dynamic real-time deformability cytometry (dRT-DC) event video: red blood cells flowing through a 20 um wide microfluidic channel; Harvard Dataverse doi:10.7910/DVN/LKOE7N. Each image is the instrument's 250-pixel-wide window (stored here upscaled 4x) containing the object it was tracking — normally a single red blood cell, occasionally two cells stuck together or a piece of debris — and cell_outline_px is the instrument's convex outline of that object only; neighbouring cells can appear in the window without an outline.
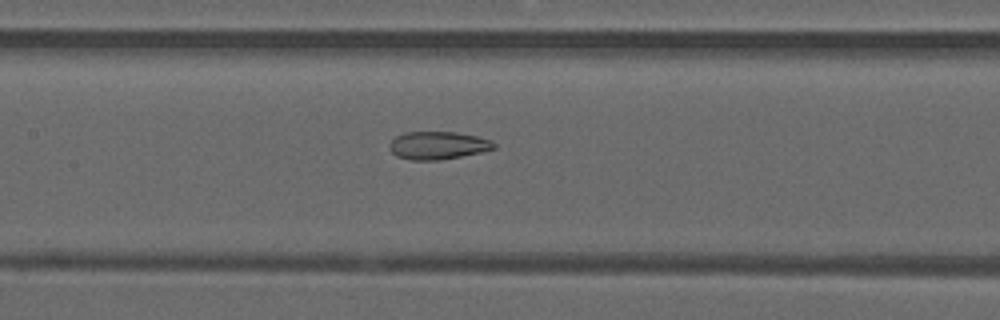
{"species": "common noctule bat (a hibernating species)", "species_latin": "Nyctalus noctula", "temperature_condition": "warm", "stored_images_in_passage": 50, "camera_frame_rate_fps": 3000, "um_per_image_px": 0.085, "animal": {"sex": "male", "forearm_length_mm": 52.5}, "frame": {"image": 1, "passage_image": 24, "time_ms": 7.667, "image_size_px": [1000, 320], "cell_outline_px": [[496, 148], [480, 152], [440, 160], [412, 160], [396, 156], [392, 152], [388, 144], [396, 136], [404, 132], [456, 132], [476, 136], [492, 140], [496, 144]], "centroid_in_image_um": [37.22, 12.35], "position_along_channel_um": 170.2, "area_um2": 16.94}}
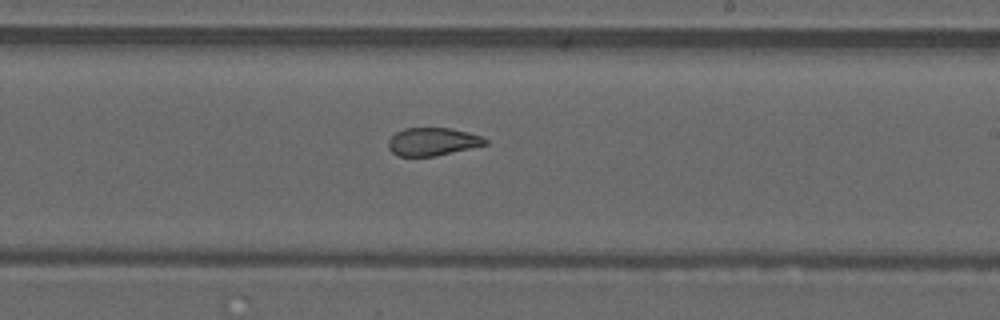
{"frame": {"image": 2, "passage_image": 30, "time_ms": 9.667, "image_size_px": [1000, 320], "cell_outline_px": [[488, 144], [436, 156], [400, 156], [392, 152], [388, 148], [388, 140], [396, 132], [404, 128], [448, 128], [468, 132], [480, 136], [488, 140]], "centroid_in_image_um": [36.76, 12.04], "position_along_channel_um": 252.2, "area_um2": 15.72}}
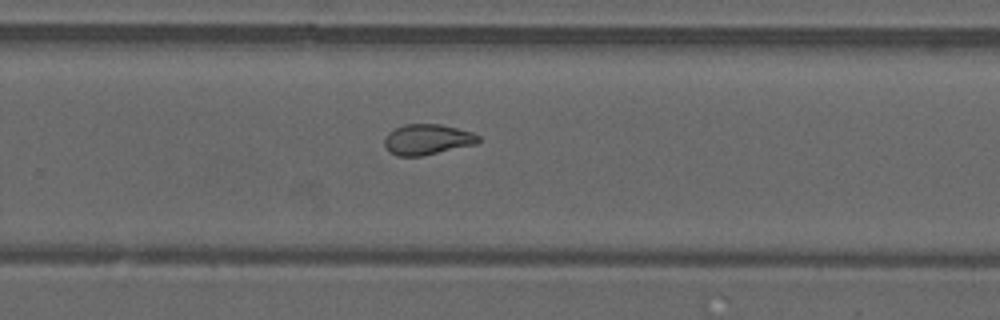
{"frame": {"image": 3, "passage_image": 33, "time_ms": 10.667, "image_size_px": [1000, 320], "cell_outline_px": [[480, 140], [476, 144], [420, 156], [396, 156], [388, 152], [384, 144], [384, 140], [388, 132], [404, 124], [440, 124], [472, 132], [480, 136]], "centroid_in_image_um": [36.3, 11.85], "position_along_channel_um": 293.5, "area_um2": 16.7}, "authors_computed_cell_mechanics": {"area_um2": 19.4497, "velocity_mm_per_s": 4.1247, "shape_relaxation_time_tau1_ms": null, "shape_relaxation_time_tau2_ms": 1.512, "deformation_change_tau1": null, "deformation_change_tau2": 0.0766}}